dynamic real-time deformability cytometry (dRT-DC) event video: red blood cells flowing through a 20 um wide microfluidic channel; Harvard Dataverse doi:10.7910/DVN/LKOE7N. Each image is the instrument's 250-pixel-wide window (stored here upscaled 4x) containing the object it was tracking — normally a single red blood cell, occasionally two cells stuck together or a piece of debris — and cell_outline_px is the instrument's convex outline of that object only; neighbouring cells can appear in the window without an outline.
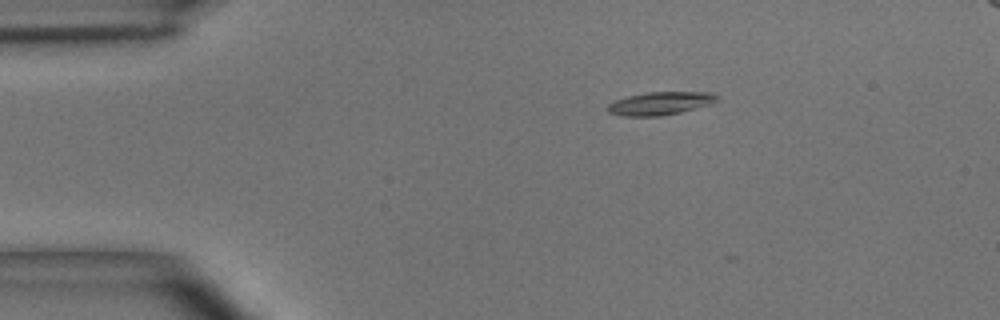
{"species": "common noctule bat (a hibernating species)", "species_latin": "Nyctalus noctula", "temperature_condition": "room temperature", "stored_images_in_passage": 34, "camera_frame_rate_fps": 3000, "um_per_image_px": 0.085, "animal": {"sex": "male", "body_mass_g": 15.6}, "frame": {"image": 1, "passage_image": 1, "time_ms": 0.0, "image_size_px": [1000, 320], "cell_outline_px": [[720, 96], [712, 104], [680, 112], [660, 116], [620, 116], [608, 112], [608, 104], [616, 100], [628, 96], [648, 92], [708, 92]], "centroid_in_image_um": [56.12, 8.79], "position_along_channel_um": 28.9, "area_um2": 14.62}}
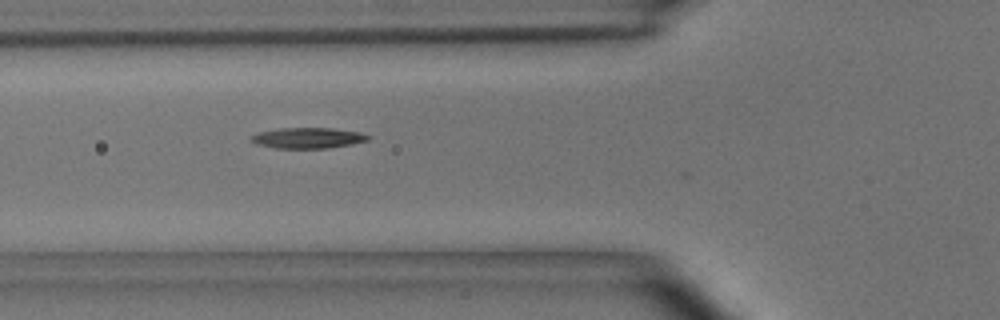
{"frame": {"image": 2, "passage_image": 10, "time_ms": 3.0, "image_size_px": [1000, 320], "cell_outline_px": [[368, 140], [352, 144], [328, 148], [276, 148], [256, 144], [248, 140], [252, 136], [260, 132], [280, 128], [332, 128], [360, 132], [368, 136]], "centroid_in_image_um": [26.14, 11.73], "position_along_channel_um": 99.7, "area_um2": 13.99}}
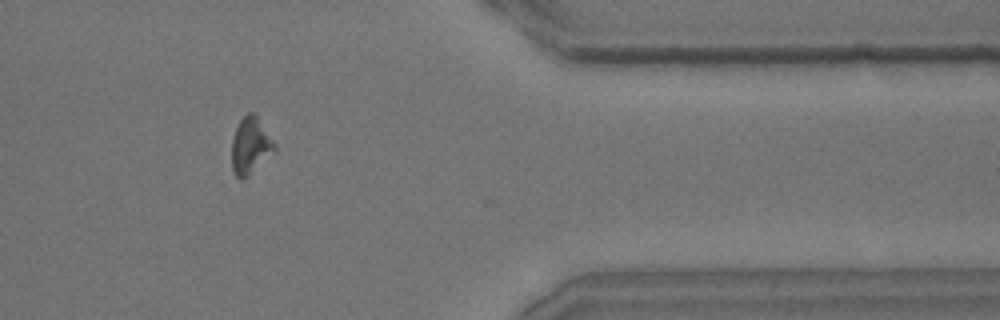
{"frame": {"image": 3, "passage_image": 33, "time_ms": 10.667, "image_size_px": [1000, 320], "cell_outline_px": [[276, 148], [248, 176], [240, 180], [232, 172], [232, 140], [236, 128], [240, 120], [248, 112], [252, 112], [256, 116], [276, 144]], "centroid_in_image_um": [21.26, 12.4], "position_along_channel_um": 390.1, "area_um2": 13.76}, "authors_computed_cell_mechanics": {"area_um2": 13.9298, "velocity_mm_per_s": 4.0623, "shape_relaxation_time_tau1_ms": 3.3796, "shape_relaxation_time_tau2_ms": null, "deformation_change_tau1": 0.1478, "deformation_change_tau2": null}}